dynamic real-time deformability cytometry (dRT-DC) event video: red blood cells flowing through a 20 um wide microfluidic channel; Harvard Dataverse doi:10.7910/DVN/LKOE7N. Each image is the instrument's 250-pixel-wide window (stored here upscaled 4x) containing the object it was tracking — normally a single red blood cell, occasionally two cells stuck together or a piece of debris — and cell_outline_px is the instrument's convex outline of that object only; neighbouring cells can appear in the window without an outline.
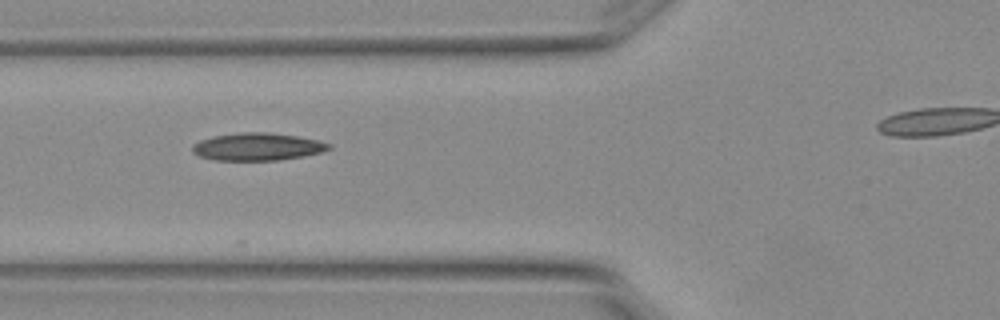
{"species": "Egyptian fruit bat (a non-hibernating species)", "species_latin": "Rousettus aegyptiacus", "temperature_condition": "warm", "stored_images_in_passage": 5, "camera_frame_rate_fps": 3000, "um_per_image_px": 0.085, "animal": {"sex": "female"}, "frame": {"image": 1, "passage_image": 3, "time_ms": 0.667, "image_size_px": [1000, 320], "cell_outline_px": [[332, 148], [324, 152], [276, 160], [216, 160], [200, 156], [192, 152], [192, 144], [200, 140], [212, 136], [236, 132], [268, 132], [296, 136], [316, 140], [332, 144]], "centroid_in_image_um": [21.86, 12.46], "position_along_channel_um": 103.9, "area_um2": 21.91}}
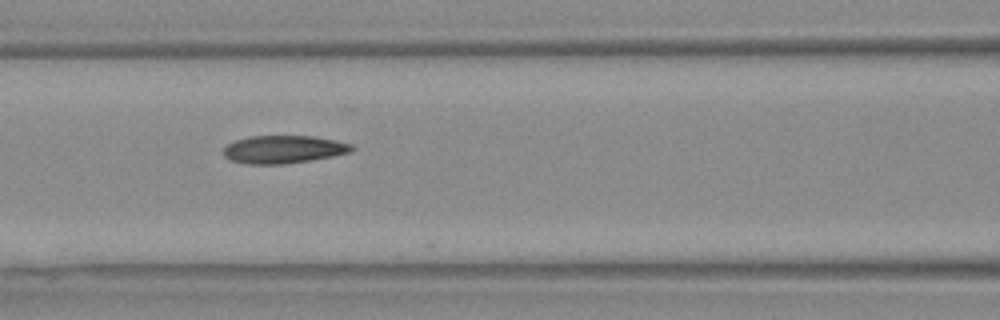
{"frame": {"image": 2, "passage_image": 4, "time_ms": 1.0, "image_size_px": [1000, 320], "cell_outline_px": [[356, 148], [352, 152], [312, 160], [284, 164], [248, 164], [232, 160], [224, 156], [224, 148], [228, 144], [236, 140], [248, 136], [312, 136], [336, 140], [352, 144]], "centroid_in_image_um": [24.14, 12.69], "position_along_channel_um": 142.5, "area_um2": 20.87}}
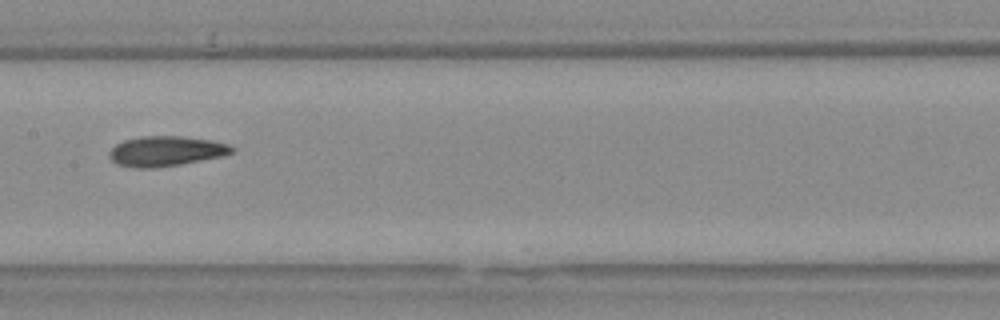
{"frame": {"image": 3, "passage_image": 5, "time_ms": 1.333, "image_size_px": [1000, 320], "cell_outline_px": [[236, 148], [232, 152], [220, 156], [180, 164], [152, 168], [136, 168], [116, 164], [108, 156], [108, 152], [116, 144], [124, 140], [140, 136], [180, 136], [212, 140], [228, 144]], "centroid_in_image_um": [14.06, 12.84], "position_along_channel_um": 193.3, "area_um2": 21.39}}